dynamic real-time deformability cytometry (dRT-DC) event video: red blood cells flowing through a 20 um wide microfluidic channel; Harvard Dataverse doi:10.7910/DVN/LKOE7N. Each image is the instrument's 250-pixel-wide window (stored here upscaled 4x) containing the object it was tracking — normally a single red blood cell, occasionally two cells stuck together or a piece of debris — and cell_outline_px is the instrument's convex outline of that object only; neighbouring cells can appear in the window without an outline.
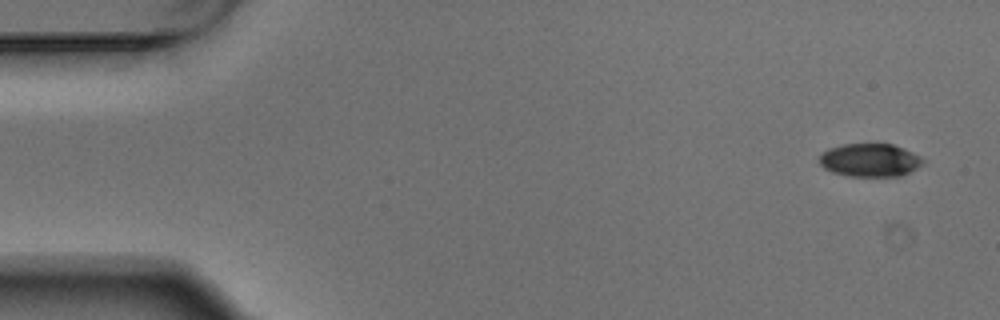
{"species": "Egyptian fruit bat (a non-hibernating species)", "species_latin": "Rousettus aegyptiacus", "temperature_condition": "warm", "stored_images_in_passage": 5, "camera_frame_rate_fps": 3000, "um_per_image_px": 0.085, "animal": {"sex": "male"}, "frame": {"image": 1, "passage_image": 1, "time_ms": 0.0, "image_size_px": [1000, 320], "cell_outline_px": [[924, 160], [916, 168], [900, 176], [848, 176], [832, 172], [824, 168], [820, 164], [820, 156], [828, 148], [844, 144], [892, 144], [904, 148], [920, 156]], "centroid_in_image_um": [73.93, 13.61], "position_along_channel_um": 11.1, "area_um2": 19.83}}
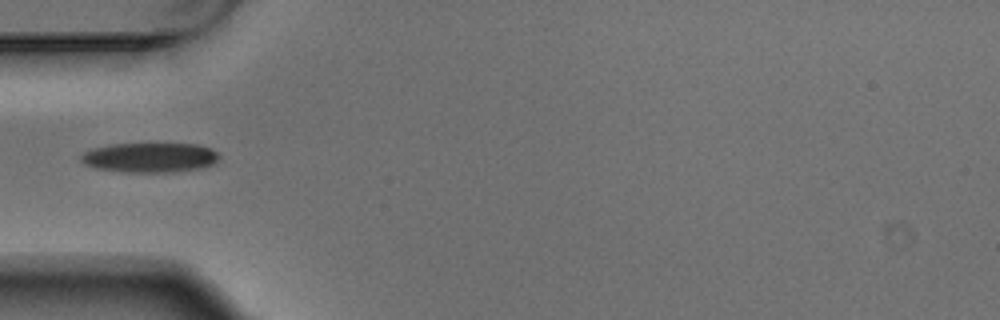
{"frame": {"image": 2, "passage_image": 5, "time_ms": 1.333, "image_size_px": [1000, 320], "cell_outline_px": [[220, 156], [212, 164], [204, 168], [172, 172], [120, 172], [96, 168], [84, 164], [80, 160], [80, 156], [84, 152], [92, 148], [108, 144], [196, 144], [212, 148]], "centroid_in_image_um": [12.72, 13.39], "position_along_channel_um": 72.3, "area_um2": 24.1}}